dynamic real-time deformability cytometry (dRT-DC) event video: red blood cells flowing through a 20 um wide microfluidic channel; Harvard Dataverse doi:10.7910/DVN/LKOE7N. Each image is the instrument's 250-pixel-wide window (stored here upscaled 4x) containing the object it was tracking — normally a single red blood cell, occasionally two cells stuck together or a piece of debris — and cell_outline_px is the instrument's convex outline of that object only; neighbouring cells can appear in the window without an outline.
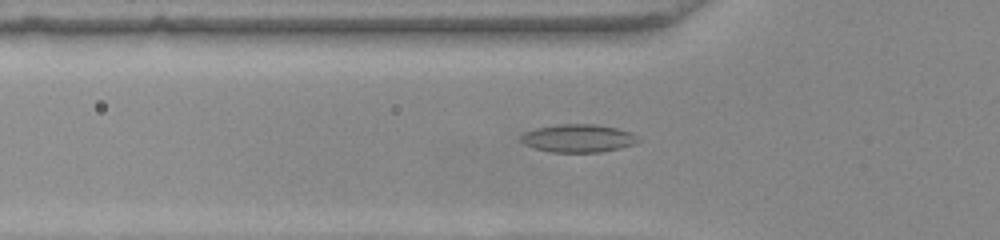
{"species": "common noctule bat (a hibernating species)", "species_latin": "Nyctalus noctula", "temperature_condition": "warm", "stored_images_in_passage": 44, "camera_frame_rate_fps": 3000, "um_per_image_px": 0.085, "animal": {"sex": "female", "body_mass_g": 22.0, "forearm_length_mm": 56.7}, "frame": {"image": 1, "passage_image": 9, "time_ms": 2.667, "image_size_px": [1000, 240], "cell_outline_px": [[640, 140], [636, 144], [620, 148], [600, 152], [552, 152], [536, 148], [524, 144], [520, 140], [520, 136], [524, 132], [536, 128], [556, 124], [592, 124], [616, 128], [632, 132]], "centroid_in_image_um": [49.15, 11.75], "position_along_channel_um": 76.7, "area_um2": 19.13}}
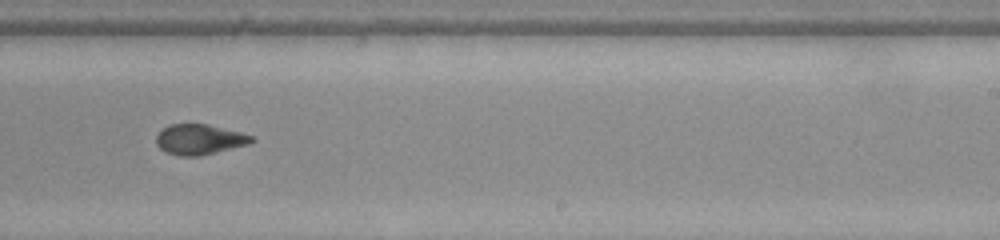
{"frame": {"image": 2, "passage_image": 24, "time_ms": 7.667, "image_size_px": [1000, 240], "cell_outline_px": [[256, 140], [248, 144], [200, 156], [176, 156], [164, 152], [156, 144], [156, 136], [168, 124], [208, 124], [240, 132], [252, 136]], "centroid_in_image_um": [16.93, 11.86], "position_along_channel_um": 272.1, "area_um2": 16.88}}
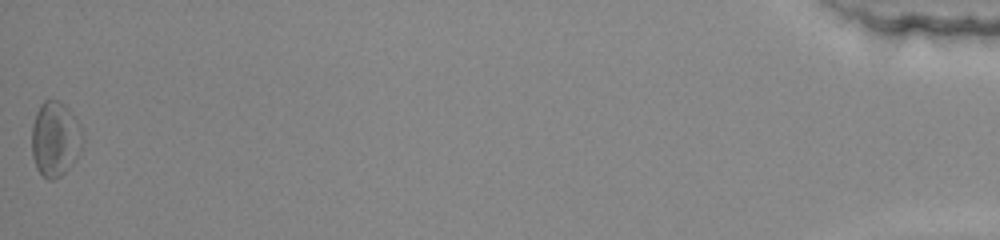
{"frame": {"image": 3, "passage_image": 44, "time_ms": 14.333, "image_size_px": [1000, 240], "cell_outline_px": [[84, 140], [76, 156], [68, 168], [60, 176], [52, 180], [48, 180], [36, 168], [32, 156], [32, 124], [36, 112], [40, 104], [44, 100], [60, 100], [68, 108], [80, 124], [84, 132]], "centroid_in_image_um": [4.69, 11.78], "position_along_channel_um": 430.5, "area_um2": 22.31}, "authors_computed_cell_mechanics": {"area_um2": 17.3111, "velocity_mm_per_s": 3.9023, "shape_relaxation_time_tau1_ms": null, "shape_relaxation_time_tau2_ms": 2.6678, "deformation_change_tau1": null, "deformation_change_tau2": 0.0919}}